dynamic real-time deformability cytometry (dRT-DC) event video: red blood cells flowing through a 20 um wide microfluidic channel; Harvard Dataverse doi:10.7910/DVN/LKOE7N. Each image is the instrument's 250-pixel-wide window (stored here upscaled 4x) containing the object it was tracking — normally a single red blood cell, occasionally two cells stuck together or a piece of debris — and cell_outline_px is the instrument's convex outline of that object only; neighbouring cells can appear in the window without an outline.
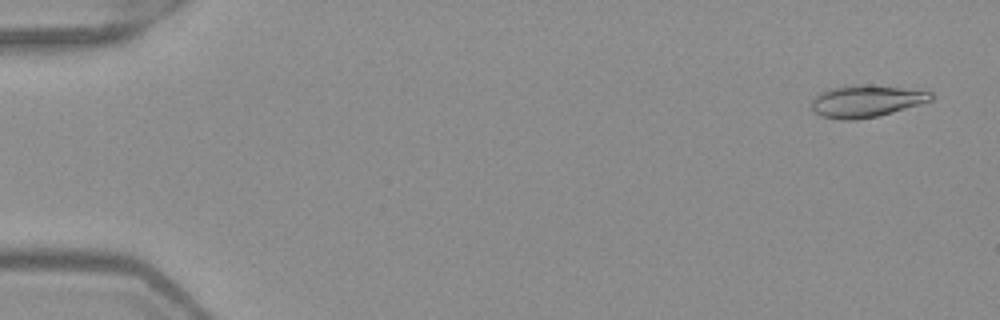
{"species": "Egyptian fruit bat (a non-hibernating species)", "species_latin": "Rousettus aegyptiacus", "temperature_condition": "warm", "stored_images_in_passage": 52, "camera_frame_rate_fps": 3000, "um_per_image_px": 0.085, "frame": {"image": 1, "passage_image": 3, "time_ms": 0.667, "image_size_px": [1000, 320], "cell_outline_px": [[932, 100], [920, 104], [880, 116], [856, 120], [840, 120], [820, 116], [812, 108], [812, 100], [820, 92], [828, 88], [844, 84], [868, 84], [932, 92]], "centroid_in_image_um": [73.58, 8.59], "position_along_channel_um": 11.4, "area_um2": 22.54}}
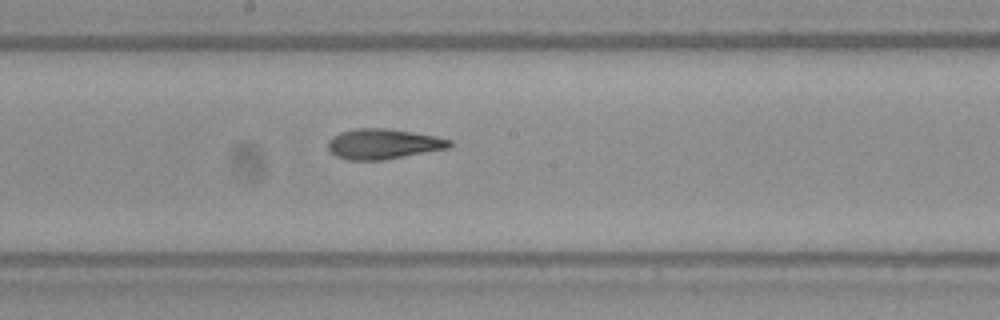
{"frame": {"image": 2, "passage_image": 29, "time_ms": 9.333, "image_size_px": [1000, 320], "cell_outline_px": [[452, 144], [448, 148], [384, 160], [348, 160], [336, 156], [328, 148], [328, 140], [332, 136], [340, 132], [356, 128], [384, 128], [412, 132], [436, 136], [452, 140]], "centroid_in_image_um": [32.56, 12.23], "position_along_channel_um": 215.6, "area_um2": 21.39}}
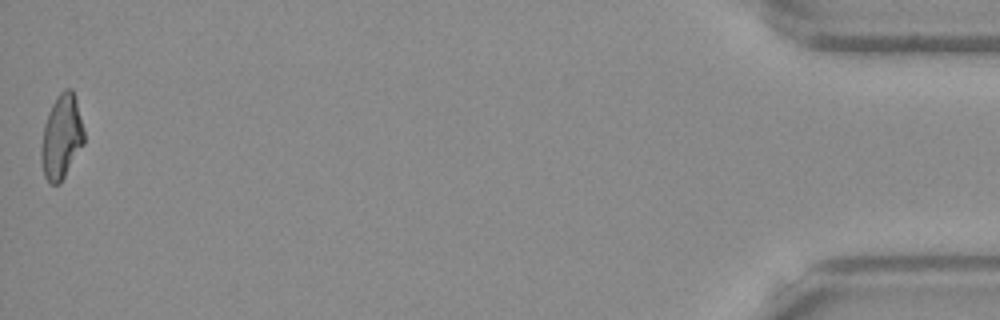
{"frame": {"image": 3, "passage_image": 52, "time_ms": 17.0, "image_size_px": [1000, 320], "cell_outline_px": [[84, 144], [60, 184], [52, 184], [44, 176], [40, 160], [40, 148], [44, 124], [48, 112], [56, 96], [64, 88], [72, 88], [76, 100], [84, 128]], "centroid_in_image_um": [5.22, 11.63], "position_along_channel_um": 430.0, "area_um2": 21.27}, "authors_computed_cell_mechanics": {"area_um2": 21.5883, "velocity_mm_per_s": 3.9906, "shape_relaxation_time_tau1_ms": 10.9986, "shape_relaxation_time_tau2_ms": 2.5043, "deformation_change_tau1": 0.2969, "deformation_change_tau2": 0.1116}}